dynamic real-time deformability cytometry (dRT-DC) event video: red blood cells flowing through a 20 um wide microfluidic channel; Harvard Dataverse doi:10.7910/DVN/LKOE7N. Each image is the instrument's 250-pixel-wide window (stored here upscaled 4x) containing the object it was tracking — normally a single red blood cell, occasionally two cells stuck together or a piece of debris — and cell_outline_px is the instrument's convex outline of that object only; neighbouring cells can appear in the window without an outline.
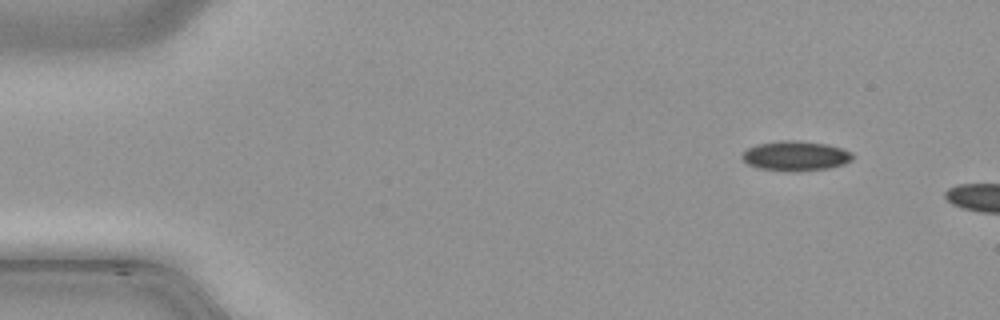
{"species": "common noctule bat (a hibernating species)", "species_latin": "Nyctalus noctula", "temperature_condition": "cold", "stored_images_in_passage": 7, "camera_frame_rate_fps": 3000, "um_per_image_px": 0.085, "animal": {"sex": "male", "body_mass_g": 21.5, "forearm_length_mm": 52.0}, "frame": {"image": 1, "passage_image": 3, "time_ms": 0.667, "image_size_px": [1000, 320], "cell_outline_px": [[852, 160], [844, 164], [828, 168], [760, 168], [748, 164], [744, 160], [744, 152], [748, 148], [756, 144], [784, 140], [792, 140], [824, 144], [840, 148], [852, 152]], "centroid_in_image_um": [67.65, 13.19], "position_along_channel_um": 17.4, "area_um2": 17.86}}